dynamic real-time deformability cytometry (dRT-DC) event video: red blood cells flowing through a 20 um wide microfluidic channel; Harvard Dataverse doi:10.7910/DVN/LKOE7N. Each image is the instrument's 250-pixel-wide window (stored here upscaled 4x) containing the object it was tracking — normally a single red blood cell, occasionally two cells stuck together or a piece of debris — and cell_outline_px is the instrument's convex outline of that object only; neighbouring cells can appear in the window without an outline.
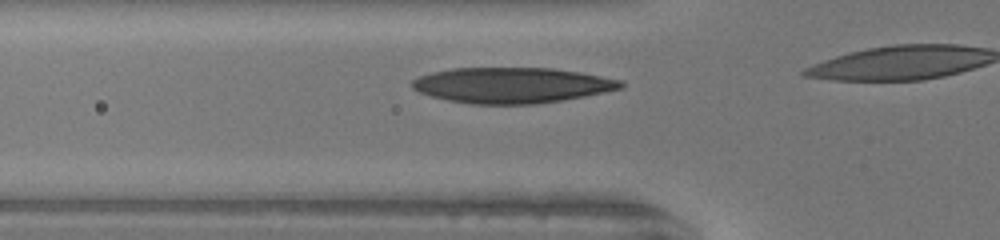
{"species": "human", "species_latin": "Homo sapiens", "temperature_condition": "warm", "stored_images_in_passage": 8, "camera_frame_rate_fps": 3000, "um_per_image_px": 0.085, "donor": {"sex": "female"}, "frame": {"image": 1, "passage_image": 3, "time_ms": 0.667, "image_size_px": [1000, 240], "cell_outline_px": [[624, 88], [564, 100], [536, 104], [472, 104], [448, 100], [432, 96], [420, 92], [412, 88], [408, 84], [412, 80], [420, 76], [432, 72], [452, 68], [552, 68], [580, 72], [624, 80]], "centroid_in_image_um": [43.53, 7.24], "position_along_channel_um": 82.3, "area_um2": 43.47}}
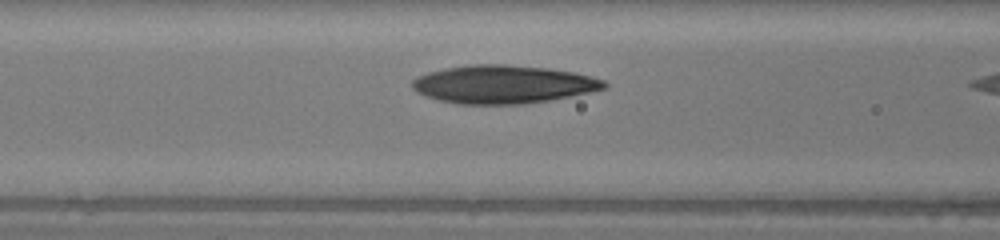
{"frame": {"image": 2, "passage_image": 6, "time_ms": 1.667, "image_size_px": [1000, 240], "cell_outline_px": [[608, 84], [604, 88], [588, 92], [548, 100], [524, 104], [460, 104], [440, 100], [424, 96], [416, 92], [412, 88], [412, 80], [416, 76], [428, 72], [444, 68], [472, 64], [504, 64], [548, 68], [576, 72], [592, 76], [604, 80]], "centroid_in_image_um": [42.73, 7.16], "position_along_channel_um": 123.9, "area_um2": 42.77}}